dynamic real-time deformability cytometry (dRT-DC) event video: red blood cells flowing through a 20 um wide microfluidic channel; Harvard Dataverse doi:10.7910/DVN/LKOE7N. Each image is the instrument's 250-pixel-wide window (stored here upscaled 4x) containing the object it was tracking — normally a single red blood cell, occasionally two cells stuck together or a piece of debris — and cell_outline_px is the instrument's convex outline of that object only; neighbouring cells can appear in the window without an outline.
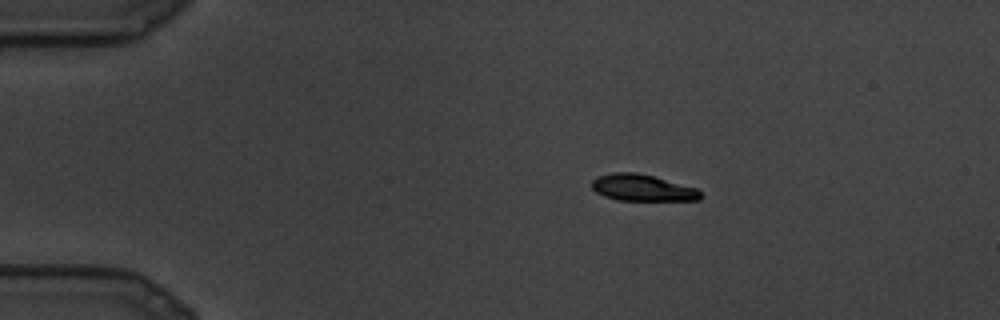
{"species": "common noctule bat (a hibernating species)", "species_latin": "Nyctalus noctula", "temperature_condition": "cold", "stored_images_in_passage": 10, "segment_of_instrument_passage": [1, 2], "camera_frame_rate_fps": 3000, "um_per_image_px": 0.085, "animal": {"sex": "male", "body_mass_g": 19.5, "forearm_length_mm": 54.6}, "frame": {"image": 1, "passage_image": 4, "time_ms": 1.0, "image_size_px": [1000, 320], "cell_outline_px": [[700, 200], [616, 200], [604, 196], [596, 192], [592, 188], [592, 180], [596, 176], [612, 172], [636, 172], [652, 176], [696, 188], [700, 192]], "centroid_in_image_um": [54.54, 15.95], "position_along_channel_um": 30.5, "area_um2": 16.7}}
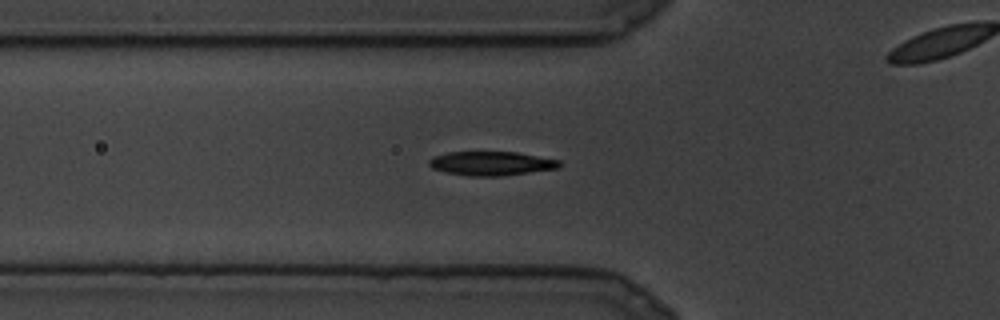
{"frame": {"image": 2, "passage_image": 9, "time_ms": 2.667, "image_size_px": [1000, 320], "cell_outline_px": [[560, 168], [500, 176], [468, 176], [444, 172], [432, 168], [428, 164], [428, 160], [432, 156], [448, 152], [516, 152], [560, 160]], "centroid_in_image_um": [41.72, 13.89], "position_along_channel_um": 84.1, "area_um2": 18.32}}